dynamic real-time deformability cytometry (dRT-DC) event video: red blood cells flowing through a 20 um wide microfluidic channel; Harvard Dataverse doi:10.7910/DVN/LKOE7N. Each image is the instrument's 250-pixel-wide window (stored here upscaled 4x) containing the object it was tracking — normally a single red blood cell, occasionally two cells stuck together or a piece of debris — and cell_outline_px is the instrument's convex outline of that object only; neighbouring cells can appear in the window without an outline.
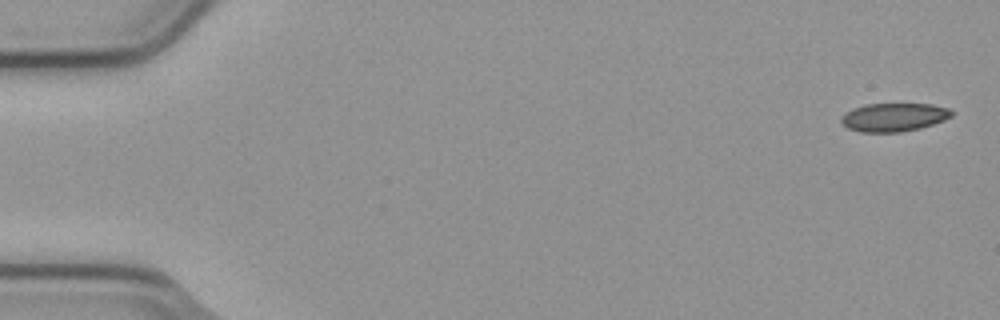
{"species": "common noctule bat (a hibernating species)", "species_latin": "Nyctalus noctula", "temperature_condition": "cold", "stored_images_in_passage": 5, "camera_frame_rate_fps": 3000, "um_per_image_px": 0.085, "animal": {"sex": "male", "body_mass_g": 23.1, "forearm_length_mm": 52.7}, "frame": {"image": 1, "passage_image": 1, "time_ms": 0.0, "image_size_px": [1000, 320], "cell_outline_px": [[956, 112], [952, 116], [944, 120], [920, 128], [900, 132], [860, 132], [848, 128], [840, 120], [840, 116], [852, 108], [864, 104], [932, 104], [948, 108]], "centroid_in_image_um": [75.98, 9.95], "position_along_channel_um": 9.0, "area_um2": 18.38}}